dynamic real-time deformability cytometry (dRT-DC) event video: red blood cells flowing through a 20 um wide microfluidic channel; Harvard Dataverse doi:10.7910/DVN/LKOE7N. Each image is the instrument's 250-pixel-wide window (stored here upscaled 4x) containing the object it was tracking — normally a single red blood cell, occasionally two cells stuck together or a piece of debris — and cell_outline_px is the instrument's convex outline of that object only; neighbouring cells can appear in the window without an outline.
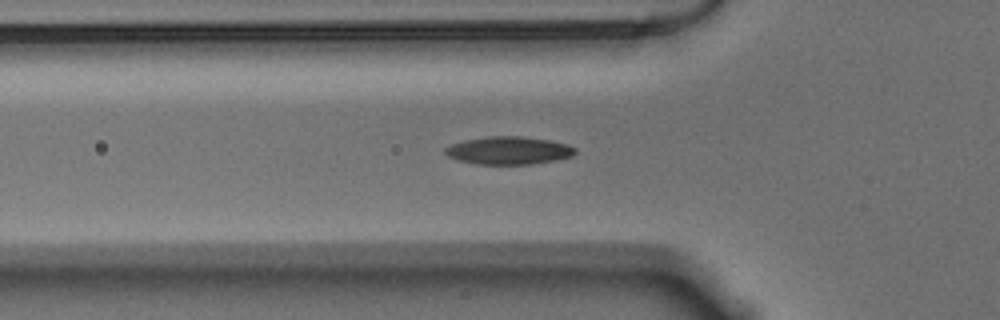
{"species": "Egyptian fruit bat (a non-hibernating species)", "species_latin": "Rousettus aegyptiacus", "temperature_condition": "warm", "stored_images_in_passage": 5, "camera_frame_rate_fps": 3000, "um_per_image_px": 0.085, "animal": {"sex": "male"}, "frame": {"image": 1, "passage_image": 3, "time_ms": 0.667, "image_size_px": [1000, 320], "cell_outline_px": [[576, 152], [572, 156], [556, 160], [532, 164], [472, 164], [456, 160], [448, 156], [444, 152], [444, 148], [452, 144], [464, 140], [484, 136], [524, 136], [548, 140], [568, 144], [576, 148]], "centroid_in_image_um": [43.21, 12.79], "position_along_channel_um": 82.6, "area_um2": 21.33}}